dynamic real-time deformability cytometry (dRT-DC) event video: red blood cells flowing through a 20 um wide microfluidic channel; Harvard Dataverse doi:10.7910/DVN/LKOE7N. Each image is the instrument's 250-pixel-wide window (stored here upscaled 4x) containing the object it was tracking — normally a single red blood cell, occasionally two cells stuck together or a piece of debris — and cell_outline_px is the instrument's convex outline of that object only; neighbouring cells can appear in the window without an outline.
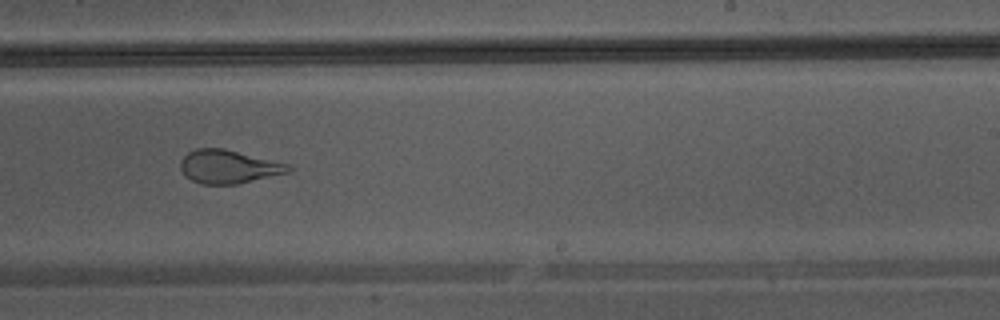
{"species": "Egyptian fruit bat (a non-hibernating species)", "species_latin": "Rousettus aegyptiacus", "temperature_condition": "warm", "stored_images_in_passage": 40, "camera_frame_rate_fps": 3000, "um_per_image_px": 0.085, "animal": {"sex": "male"}, "frame": {"image": 1, "passage_image": 23, "time_ms": 7.333, "image_size_px": [1000, 320], "cell_outline_px": [[296, 168], [288, 172], [236, 184], [200, 184], [192, 180], [180, 168], [180, 160], [188, 152], [196, 148], [224, 148], [292, 164]], "centroid_in_image_um": [19.47, 14.15], "position_along_channel_um": 269.5, "area_um2": 21.1}}